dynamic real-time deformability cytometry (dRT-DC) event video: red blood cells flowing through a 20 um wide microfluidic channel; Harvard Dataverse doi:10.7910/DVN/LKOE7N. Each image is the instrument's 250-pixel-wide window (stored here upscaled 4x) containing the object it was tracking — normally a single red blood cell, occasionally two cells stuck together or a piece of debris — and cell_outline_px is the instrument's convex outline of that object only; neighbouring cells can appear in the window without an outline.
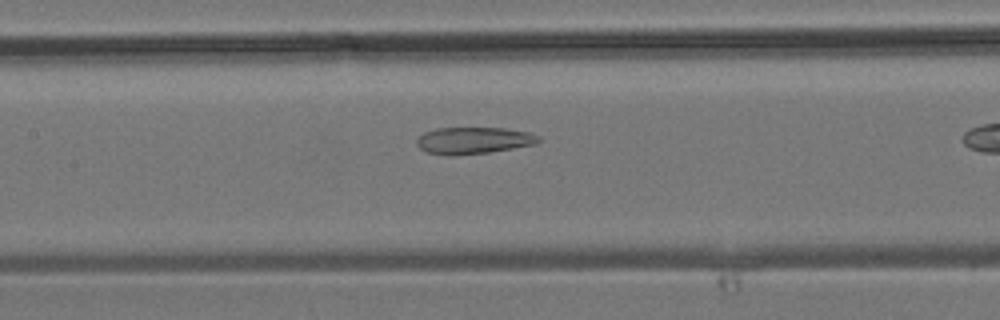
{"species": "common noctule bat (a hibernating species)", "species_latin": "Nyctalus noctula", "temperature_condition": "room temperature", "stored_images_in_passage": 25, "camera_frame_rate_fps": 3000, "um_per_image_px": 0.085, "animal": {"sex": "male", "body_mass_g": 19.2, "forearm_length_mm": 51.8}, "frame": {"image": 1, "passage_image": 10, "time_ms": 3.0, "image_size_px": [1000, 320], "cell_outline_px": [[540, 140], [536, 144], [488, 152], [452, 156], [428, 152], [420, 148], [416, 144], [416, 140], [424, 132], [436, 128], [504, 128], [528, 132], [540, 136]], "centroid_in_image_um": [40.24, 11.93], "position_along_channel_um": 167.2, "area_um2": 18.9}}
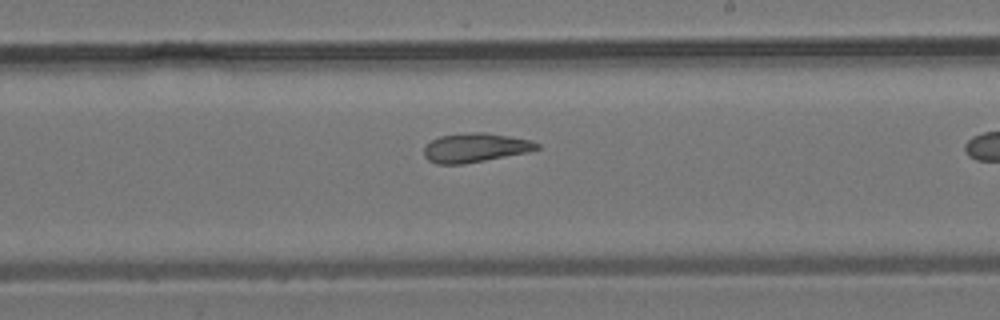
{"frame": {"image": 2, "passage_image": 15, "time_ms": 4.667, "image_size_px": [1000, 320], "cell_outline_px": [[540, 148], [528, 152], [464, 164], [436, 164], [428, 160], [424, 156], [424, 148], [432, 140], [440, 136], [472, 132], [488, 132], [532, 140], [540, 144]], "centroid_in_image_um": [40.42, 12.55], "position_along_channel_um": 248.6, "area_um2": 19.19}}
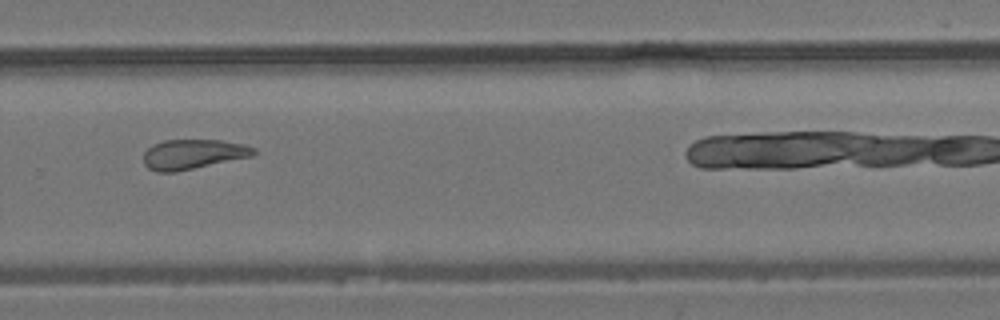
{"frame": {"image": 3, "passage_image": 19, "time_ms": 6.0, "image_size_px": [1000, 320], "cell_outline_px": [[256, 152], [252, 156], [176, 172], [156, 172], [148, 168], [144, 164], [144, 152], [152, 144], [164, 140], [220, 140], [244, 144], [256, 148]], "centroid_in_image_um": [16.39, 13.11], "position_along_channel_um": 313.4, "area_um2": 19.19}}